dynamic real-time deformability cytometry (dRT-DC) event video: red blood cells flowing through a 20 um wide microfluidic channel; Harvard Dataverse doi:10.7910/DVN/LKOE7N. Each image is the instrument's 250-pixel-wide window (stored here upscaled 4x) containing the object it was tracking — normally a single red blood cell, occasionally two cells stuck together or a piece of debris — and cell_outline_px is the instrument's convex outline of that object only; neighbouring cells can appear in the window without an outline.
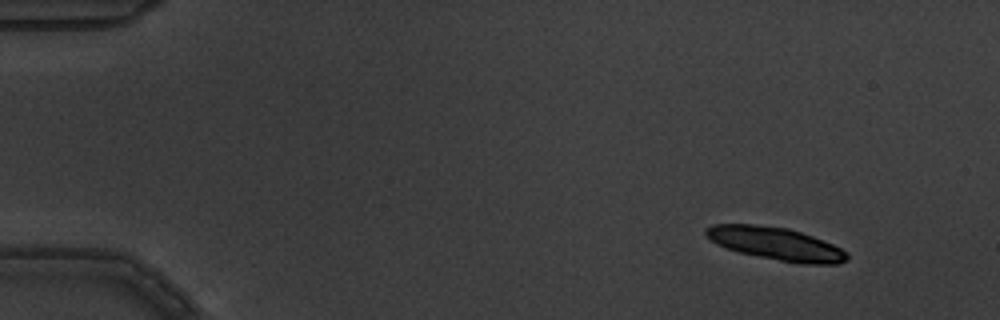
{"species": "common noctule bat (a hibernating species)", "species_latin": "Nyctalus noctula", "temperature_condition": "warm", "stored_images_in_passage": 7, "camera_frame_rate_fps": 3000, "um_per_image_px": 0.085, "animal": {"sex": "male", "body_mass_g": 19.5, "forearm_length_mm": 54.6}, "frame": {"image": 1, "passage_image": 2, "time_ms": 0.333, "image_size_px": [1000, 320], "cell_outline_px": [[848, 260], [836, 264], [804, 264], [780, 260], [740, 252], [716, 244], [704, 236], [704, 228], [712, 224], [752, 224], [788, 228], [812, 236], [832, 244], [848, 252]], "centroid_in_image_um": [65.92, 20.7], "position_along_channel_um": 19.1, "area_um2": 26.82}}